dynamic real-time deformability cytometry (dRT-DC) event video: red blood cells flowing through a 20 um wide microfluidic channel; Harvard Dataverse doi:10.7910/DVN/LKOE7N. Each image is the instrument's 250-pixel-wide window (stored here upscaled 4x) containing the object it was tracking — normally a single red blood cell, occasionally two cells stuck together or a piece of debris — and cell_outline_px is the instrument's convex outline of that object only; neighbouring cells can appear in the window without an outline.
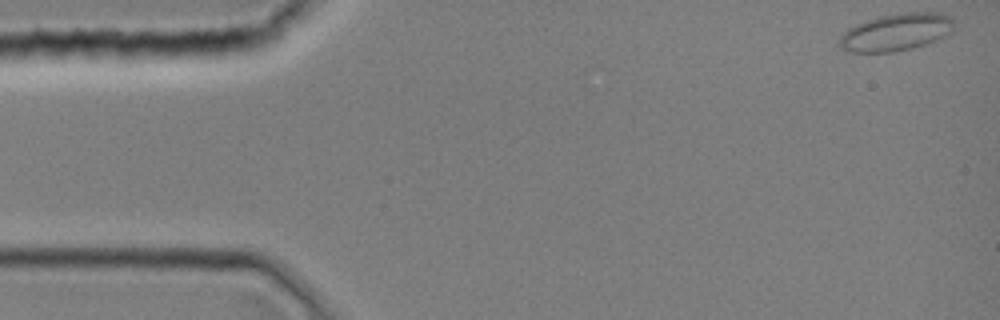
{"species": "common noctule bat (a hibernating species)", "species_latin": "Nyctalus noctula", "temperature_condition": "room temperature", "stored_images_in_passage": 11, "camera_frame_rate_fps": 3000, "um_per_image_px": 0.085, "animal": {"sex": "female", "body_mass_g": 19.0, "forearm_length_mm": 51.5}, "frame": {"image": 1, "passage_image": 1, "time_ms": 0.0, "image_size_px": [1000, 320], "cell_outline_px": [[952, 32], [928, 44], [912, 48], [892, 52], [848, 52], [840, 48], [836, 44], [840, 36], [848, 28], [856, 24], [880, 16], [908, 12], [940, 12], [952, 16]], "centroid_in_image_um": [76.15, 2.74], "position_along_channel_um": 8.9, "area_um2": 25.09}}
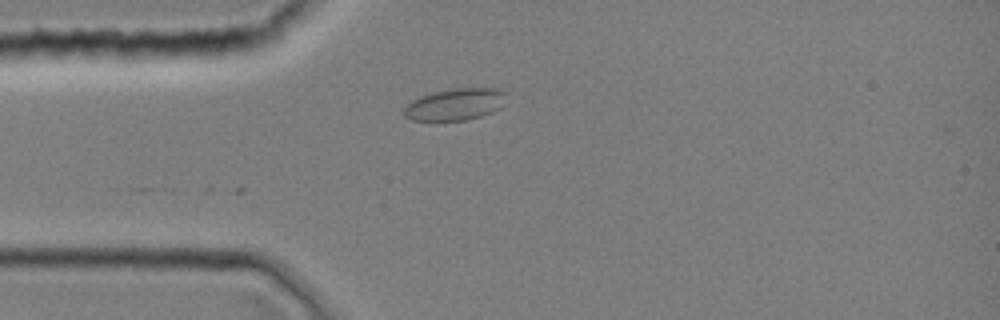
{"frame": {"image": 2, "passage_image": 10, "time_ms": 3.0, "image_size_px": [1000, 320], "cell_outline_px": [[508, 92], [500, 108], [492, 112], [480, 116], [464, 120], [412, 120], [404, 116], [404, 108], [412, 100], [428, 92], [452, 88], [496, 88]], "centroid_in_image_um": [38.69, 8.85], "position_along_channel_um": 46.3, "area_um2": 19.07}}